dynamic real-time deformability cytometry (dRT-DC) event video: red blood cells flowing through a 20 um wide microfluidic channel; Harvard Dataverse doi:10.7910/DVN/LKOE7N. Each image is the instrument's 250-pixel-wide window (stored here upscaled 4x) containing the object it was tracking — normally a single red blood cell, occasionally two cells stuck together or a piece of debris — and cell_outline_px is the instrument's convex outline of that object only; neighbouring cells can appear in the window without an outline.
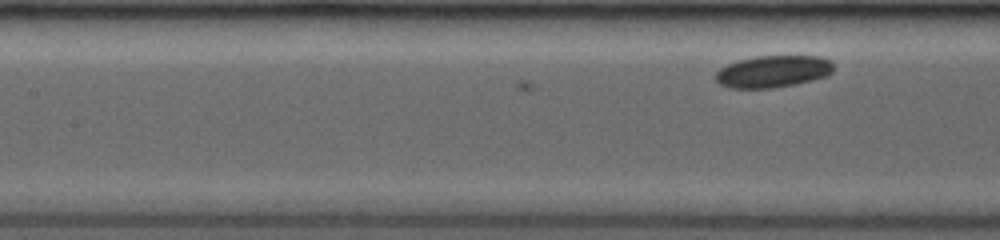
{"species": "common noctule bat (a hibernating species)", "species_latin": "Nyctalus noctula", "temperature_condition": "room temperature", "stored_images_in_passage": 8, "camera_frame_rate_fps": 3500, "um_per_image_px": 0.085, "animal": {"sex": "female", "body_mass_g": 19.0, "forearm_length_mm": 53.3}, "frame": {"image": 1, "passage_image": 8, "time_ms": 2.286, "image_size_px": [1000, 240], "cell_outline_px": [[832, 72], [828, 76], [796, 84], [772, 88], [732, 88], [720, 84], [716, 80], [716, 72], [720, 68], [728, 64], [740, 60], [756, 56], [820, 56], [832, 60]], "centroid_in_image_um": [65.74, 6.07], "position_along_channel_um": 141.7, "area_um2": 21.96}}